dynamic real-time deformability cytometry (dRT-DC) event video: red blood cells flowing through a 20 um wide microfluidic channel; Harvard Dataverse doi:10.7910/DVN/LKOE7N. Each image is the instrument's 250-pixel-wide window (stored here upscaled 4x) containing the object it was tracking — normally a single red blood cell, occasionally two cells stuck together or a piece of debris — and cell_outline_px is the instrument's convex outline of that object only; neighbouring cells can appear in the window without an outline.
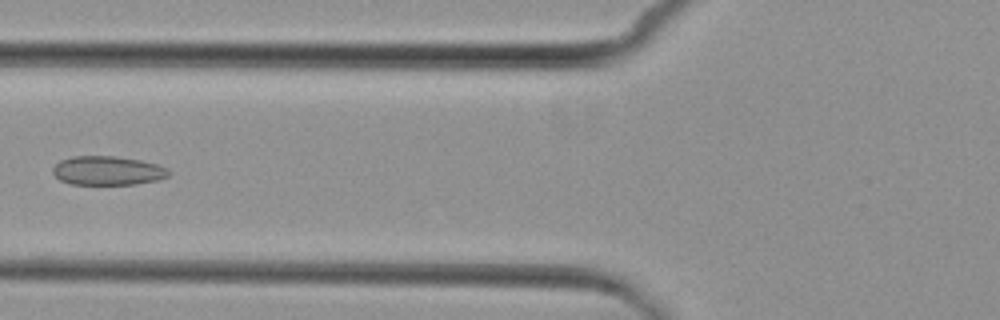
{"species": "common noctule bat (a hibernating species)", "species_latin": "Nyctalus noctula", "temperature_condition": "cold", "stored_images_in_passage": 6, "camera_frame_rate_fps": 3000, "um_per_image_px": 0.085, "animal": {"sex": "female", "body_mass_g": 29.2, "forearm_length_mm": 56.3}, "frame": {"image": 1, "passage_image": 5, "time_ms": 5.0, "image_size_px": [1000, 320], "cell_outline_px": [[172, 172], [168, 176], [156, 180], [136, 184], [72, 184], [60, 180], [52, 172], [52, 168], [60, 160], [72, 156], [116, 156], [140, 160], [156, 164], [168, 168]], "centroid_in_image_um": [9.15, 14.5], "position_along_channel_um": 116.6, "area_um2": 19.59}}
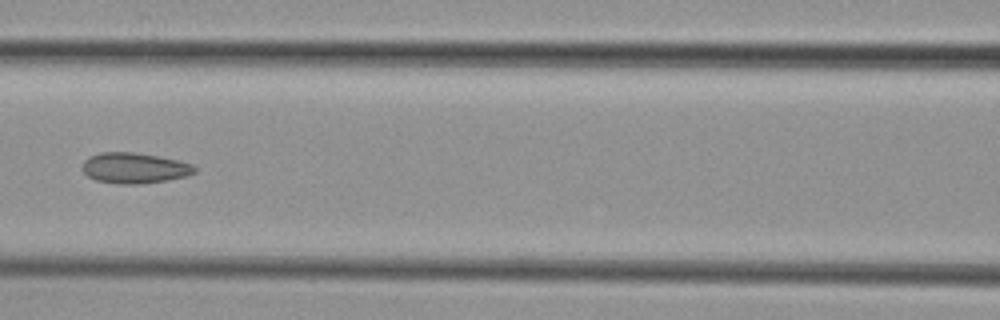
{"frame": {"image": 2, "passage_image": 6, "time_ms": 6.0, "image_size_px": [1000, 320], "cell_outline_px": [[196, 172], [188, 176], [168, 180], [140, 184], [116, 184], [96, 180], [88, 176], [80, 168], [84, 160], [88, 156], [100, 152], [132, 152], [156, 156], [176, 160], [192, 164], [196, 168]], "centroid_in_image_um": [11.39, 14.29], "position_along_channel_um": 155.2, "area_um2": 20.17}}